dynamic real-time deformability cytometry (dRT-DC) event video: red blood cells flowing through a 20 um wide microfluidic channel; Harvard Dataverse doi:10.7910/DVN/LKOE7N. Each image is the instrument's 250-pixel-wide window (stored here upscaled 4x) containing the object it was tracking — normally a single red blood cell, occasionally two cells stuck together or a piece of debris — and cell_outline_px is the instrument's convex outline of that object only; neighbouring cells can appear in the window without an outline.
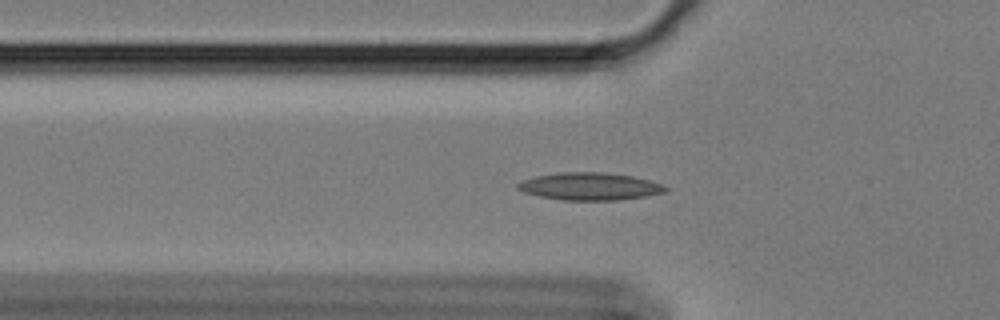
{"species": "Egyptian fruit bat (a non-hibernating species)", "species_latin": "Rousettus aegyptiacus", "temperature_condition": "cold", "stored_images_in_passage": 51, "camera_frame_rate_fps": 3000, "um_per_image_px": 0.085, "animal": {"sex": "female"}, "frame": {"image": 1, "passage_image": 12, "time_ms": 3.667, "image_size_px": [1000, 320], "cell_outline_px": [[668, 192], [648, 196], [620, 200], [560, 200], [540, 196], [524, 192], [516, 188], [516, 184], [520, 180], [536, 176], [560, 172], [604, 172], [632, 176], [648, 180], [660, 184], [668, 188]], "centroid_in_image_um": [50.12, 15.84], "position_along_channel_um": 75.7, "area_um2": 23.81}}
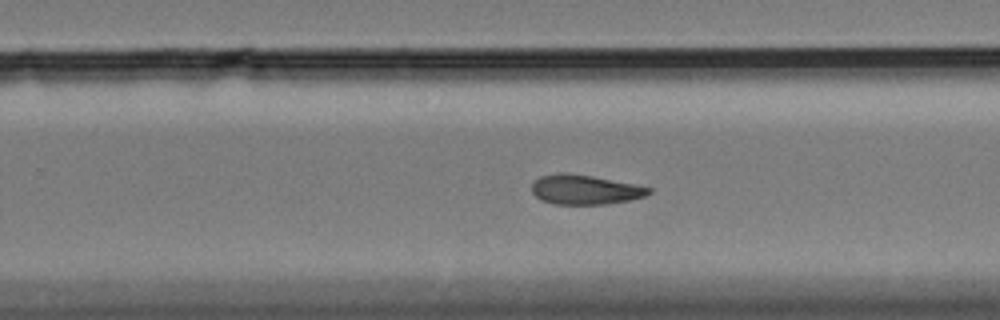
{"frame": {"image": 2, "passage_image": 30, "time_ms": 9.667, "image_size_px": [1000, 320], "cell_outline_px": [[652, 192], [644, 196], [628, 200], [608, 204], [552, 204], [540, 200], [532, 192], [532, 184], [540, 176], [560, 172], [568, 172], [592, 176], [636, 184], [652, 188]], "centroid_in_image_um": [49.71, 16.11], "position_along_channel_um": 280.1, "area_um2": 20.29}}
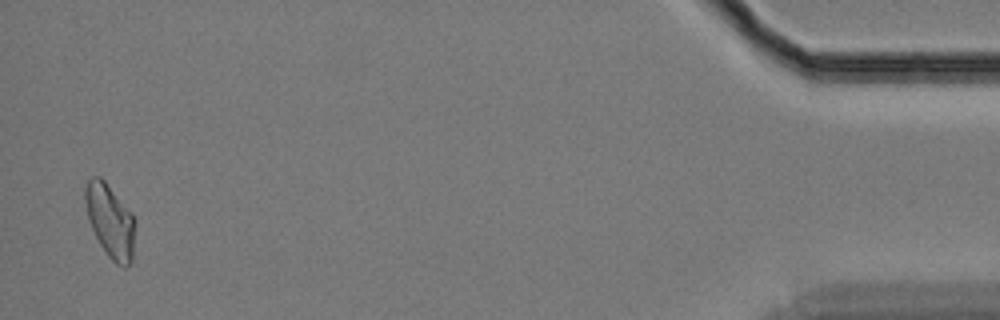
{"frame": {"image": 3, "passage_image": 50, "time_ms": 16.333, "image_size_px": [1000, 320], "cell_outline_px": [[136, 224], [132, 260], [124, 268], [116, 264], [108, 256], [100, 244], [88, 220], [84, 200], [84, 184], [92, 176], [100, 176], [104, 180], [132, 212]], "centroid_in_image_um": [9.36, 18.75], "position_along_channel_um": 425.8, "area_um2": 21.62}, "authors_computed_cell_mechanics": {"area_um2": 20.6924, "velocity_mm_per_s": 3.4017, "shape_relaxation_time_tau1_ms": null, "shape_relaxation_time_tau2_ms": 10.5926, "deformation_change_tau1": null, "deformation_change_tau2": 0.1859}}